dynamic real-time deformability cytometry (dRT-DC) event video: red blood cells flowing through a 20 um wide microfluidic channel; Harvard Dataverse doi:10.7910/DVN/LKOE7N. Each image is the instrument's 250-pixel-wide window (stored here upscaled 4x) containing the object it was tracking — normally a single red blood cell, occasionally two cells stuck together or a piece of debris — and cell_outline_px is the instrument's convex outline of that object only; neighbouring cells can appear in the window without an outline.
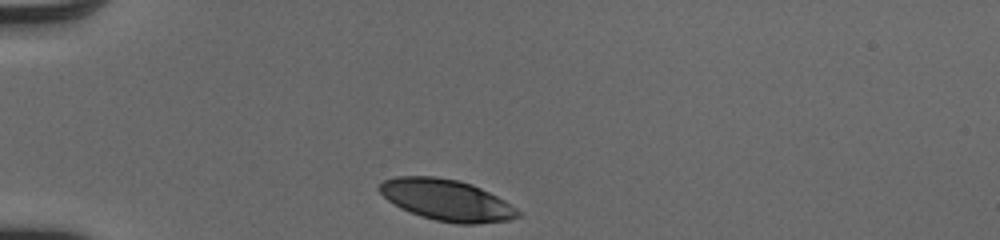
{"species": "human", "species_latin": "Homo sapiens", "temperature_condition": "cold", "stored_images_in_passage": 30, "camera_frame_rate_fps": 3000, "um_per_image_px": 0.085, "donor": {"sex": "male"}, "frame": {"image": 1, "passage_image": 1, "time_ms": 0.0, "image_size_px": [1000, 240], "cell_outline_px": [[520, 216], [508, 220], [476, 224], [456, 224], [436, 220], [420, 216], [400, 208], [388, 200], [376, 188], [384, 180], [396, 176], [436, 176], [460, 180], [472, 184], [504, 200], [516, 208], [520, 212]], "centroid_in_image_um": [37.94, 17.0], "position_along_channel_um": 47.1, "area_um2": 33.29}}
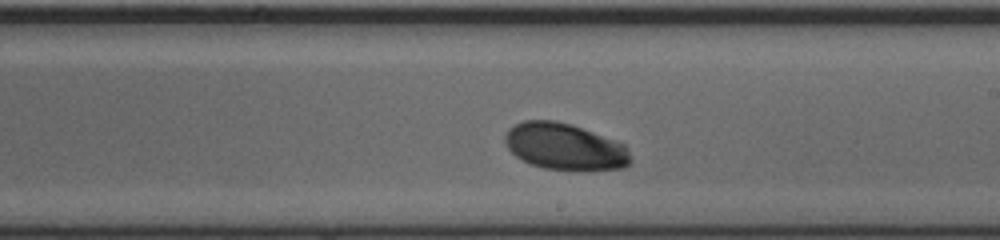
{"frame": {"image": 2, "passage_image": 18, "time_ms": 5.667, "image_size_px": [1000, 240], "cell_outline_px": [[632, 160], [624, 168], [584, 172], [576, 172], [544, 168], [532, 164], [516, 156], [508, 148], [504, 140], [504, 136], [508, 128], [524, 120], [556, 120], [572, 124], [624, 144]], "centroid_in_image_um": [48.01, 12.49], "position_along_channel_um": 241.0, "area_um2": 34.56}}
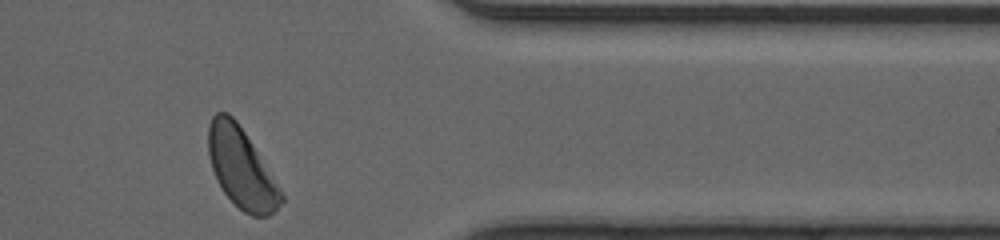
{"frame": {"image": 3, "passage_image": 30, "time_ms": 9.667, "image_size_px": [1000, 240], "cell_outline_px": [[284, 200], [268, 216], [252, 216], [244, 212], [224, 192], [216, 180], [212, 168], [208, 152], [208, 124], [212, 116], [216, 112], [228, 112], [236, 120], [244, 132], [284, 196]], "centroid_in_image_um": [20.47, 14.26], "position_along_channel_um": 390.9, "area_um2": 33.12}, "authors_computed_cell_mechanics": {"area_um2": 33.7841, "velocity_mm_per_s": 4.0309, "shape_relaxation_time_tau1_ms": 1.5031, "shape_relaxation_time_tau2_ms": null, "deformation_change_tau1": 0.1075, "deformation_change_tau2": null}}